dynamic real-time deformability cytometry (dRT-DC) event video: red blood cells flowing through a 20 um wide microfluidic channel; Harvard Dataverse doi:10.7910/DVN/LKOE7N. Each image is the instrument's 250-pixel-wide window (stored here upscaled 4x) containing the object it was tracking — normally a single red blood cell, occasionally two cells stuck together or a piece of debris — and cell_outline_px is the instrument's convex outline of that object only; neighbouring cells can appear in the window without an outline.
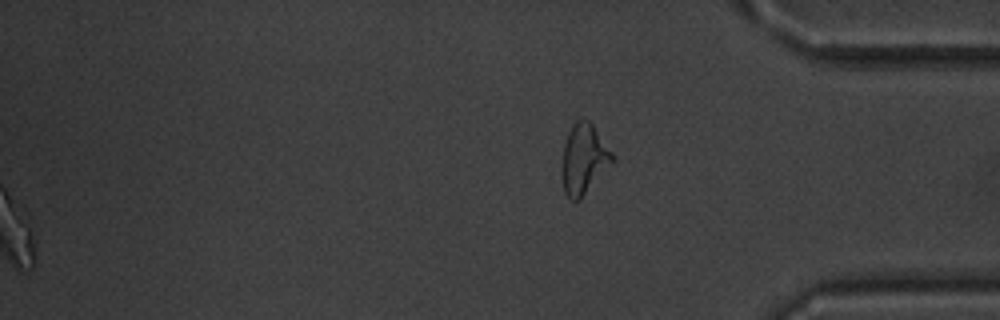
{"species": "common noctule bat (a hibernating species)", "species_latin": "Nyctalus noctula", "temperature_condition": "warm", "stored_images_in_passage": 49, "segment_of_instrument_passage": [2, 2], "camera_frame_rate_fps": 3000, "um_per_image_px": 0.085, "animal": {"sex": "male", "body_mass_g": 20.1, "forearm_length_mm": 53.5}, "frame": {"image": 1, "passage_image": 49, "time_ms": 16.0, "image_size_px": [1000, 320], "cell_outline_px": [[616, 160], [580, 200], [572, 200], [564, 192], [560, 172], [560, 164], [564, 144], [568, 132], [572, 124], [576, 120], [588, 120], [592, 124], [612, 152]], "centroid_in_image_um": [49.6, 13.55], "position_along_channel_um": 385.6, "area_um2": 20.92}}